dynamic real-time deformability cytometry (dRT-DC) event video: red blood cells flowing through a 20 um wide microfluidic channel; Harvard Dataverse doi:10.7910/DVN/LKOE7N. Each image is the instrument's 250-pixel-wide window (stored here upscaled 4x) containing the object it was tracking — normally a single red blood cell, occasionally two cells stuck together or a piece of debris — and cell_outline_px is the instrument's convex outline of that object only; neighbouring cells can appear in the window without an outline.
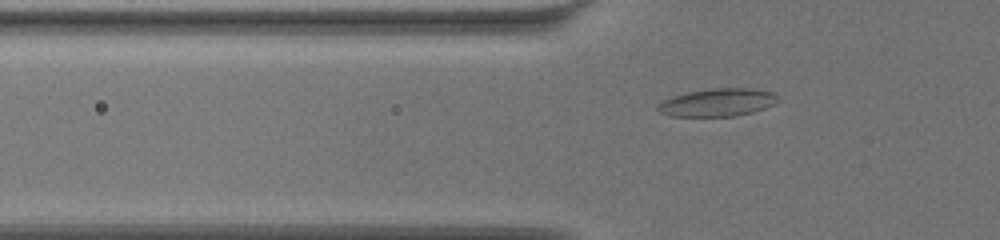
{"species": "common noctule bat (a hibernating species)", "species_latin": "Nyctalus noctula", "temperature_condition": "warm", "stored_images_in_passage": 42, "camera_frame_rate_fps": 3000, "um_per_image_px": 0.085, "animal": {"sex": "female", "body_mass_g": 19.5, "forearm_length_mm": 54.1}, "frame": {"image": 1, "passage_image": 2, "time_ms": 0.333, "image_size_px": [1000, 240], "cell_outline_px": [[780, 96], [776, 104], [752, 112], [736, 116], [672, 116], [660, 112], [656, 108], [656, 104], [672, 96], [688, 92], [712, 88], [748, 88], [772, 92]], "centroid_in_image_um": [61.0, 8.7], "position_along_channel_um": 64.8, "area_um2": 19.54}}
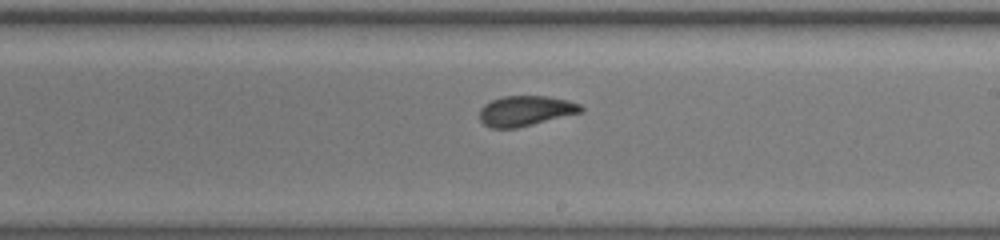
{"frame": {"image": 2, "passage_image": 18, "time_ms": 5.667, "image_size_px": [1000, 240], "cell_outline_px": [[584, 108], [580, 112], [516, 128], [492, 128], [484, 124], [480, 120], [480, 108], [484, 104], [492, 100], [504, 96], [548, 96], [568, 100], [580, 104]], "centroid_in_image_um": [44.64, 9.41], "position_along_channel_um": 244.4, "area_um2": 17.63}}
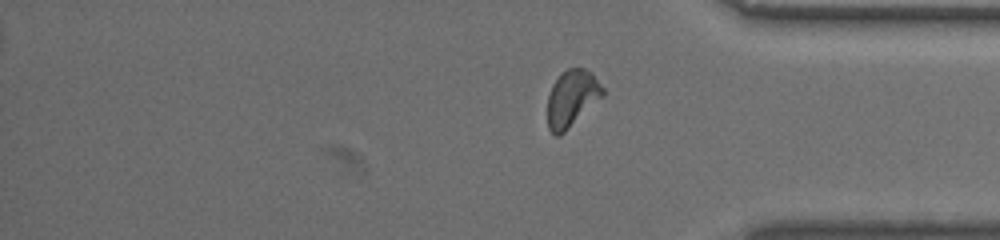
{"frame": {"image": 3, "passage_image": 31, "time_ms": 10.0, "image_size_px": [1000, 240], "cell_outline_px": [[604, 92], [560, 136], [556, 136], [548, 128], [548, 96], [552, 84], [560, 72], [568, 68], [584, 68], [592, 72], [604, 88]], "centroid_in_image_um": [48.56, 8.31], "position_along_channel_um": 386.6, "area_um2": 17.8}, "authors_computed_cell_mechanics": {"area_um2": 17.9758, "velocity_mm_per_s": 3.455, "shape_relaxation_time_tau1_ms": 7.2959, "shape_relaxation_time_tau2_ms": 1.3083, "deformation_change_tau1": 0.1656, "deformation_change_tau2": 0.0661}}